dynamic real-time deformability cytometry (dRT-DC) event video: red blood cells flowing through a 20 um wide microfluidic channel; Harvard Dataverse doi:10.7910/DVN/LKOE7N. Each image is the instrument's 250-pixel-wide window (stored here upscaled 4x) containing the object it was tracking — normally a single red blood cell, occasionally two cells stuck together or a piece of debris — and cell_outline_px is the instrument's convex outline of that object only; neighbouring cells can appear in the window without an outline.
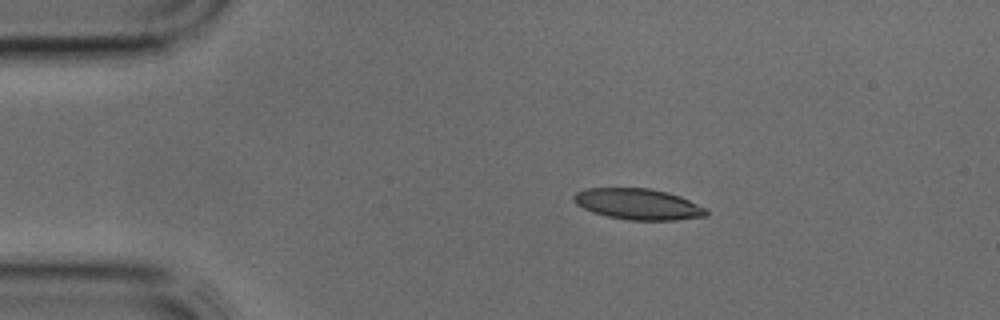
{"species": "common noctule bat (a hibernating species)", "species_latin": "Nyctalus noctula", "temperature_condition": "cold", "stored_images_in_passage": 33, "camera_frame_rate_fps": 3000, "um_per_image_px": 0.085, "animal": {"sex": "male", "body_mass_g": 17.9, "forearm_length_mm": 54.2}, "frame": {"image": 1, "passage_image": 1, "time_ms": 0.0, "image_size_px": [1000, 320], "cell_outline_px": [[708, 216], [676, 220], [628, 220], [608, 216], [592, 212], [576, 204], [572, 200], [572, 196], [576, 192], [584, 188], [648, 188], [668, 192], [680, 196], [708, 208]], "centroid_in_image_um": [54.25, 17.35], "position_along_channel_um": 30.7, "area_um2": 24.16}}
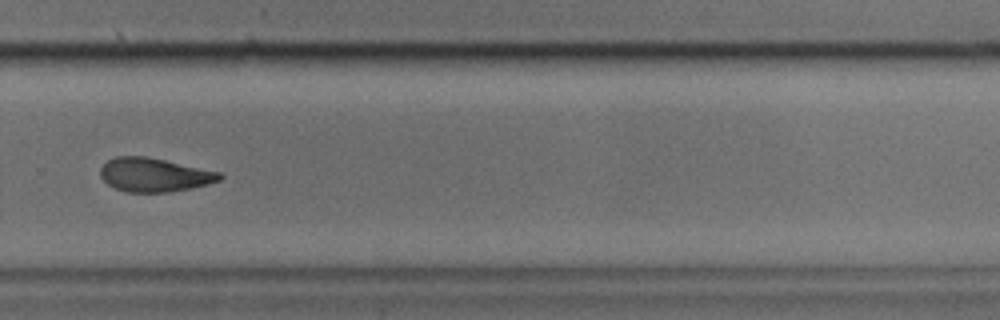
{"frame": {"image": 2, "passage_image": 21, "time_ms": 6.667, "image_size_px": [1000, 320], "cell_outline_px": [[224, 176], [220, 180], [208, 184], [168, 192], [128, 192], [116, 188], [108, 184], [100, 176], [100, 168], [108, 160], [116, 156], [144, 156], [164, 160], [220, 172]], "centroid_in_image_um": [13.1, 14.86], "position_along_channel_um": 316.7, "area_um2": 23.18}}
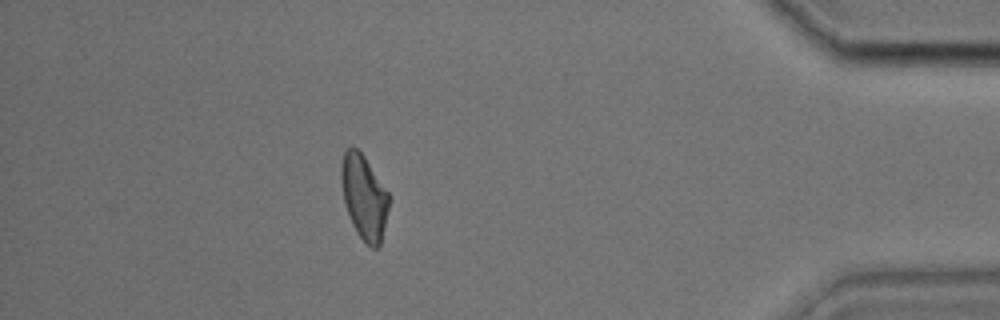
{"frame": {"image": 3, "passage_image": 29, "time_ms": 9.333, "image_size_px": [1000, 320], "cell_outline_px": [[388, 208], [380, 244], [376, 248], [372, 248], [356, 232], [352, 224], [344, 204], [340, 180], [340, 164], [344, 152], [352, 144], [364, 156], [388, 192]], "centroid_in_image_um": [30.9, 16.7], "position_along_channel_um": 404.3, "area_um2": 23.29}}